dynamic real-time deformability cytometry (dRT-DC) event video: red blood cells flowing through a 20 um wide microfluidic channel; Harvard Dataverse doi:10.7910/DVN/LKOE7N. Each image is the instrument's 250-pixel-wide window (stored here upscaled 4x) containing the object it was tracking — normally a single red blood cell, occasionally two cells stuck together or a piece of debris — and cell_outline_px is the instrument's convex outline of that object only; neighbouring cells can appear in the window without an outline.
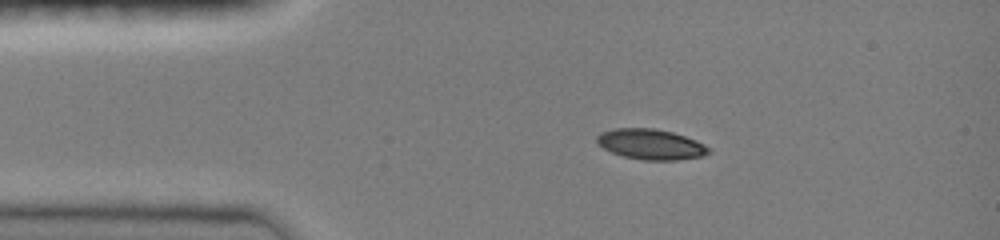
{"species": "common noctule bat (a hibernating species)", "species_latin": "Nyctalus noctula", "temperature_condition": "room temperature", "stored_images_in_passage": 39, "camera_frame_rate_fps": 3000, "um_per_image_px": 0.085, "animal": {"sex": "female", "body_mass_g": 19.0, "forearm_length_mm": 51.5}, "frame": {"image": 1, "passage_image": 1, "time_ms": 0.0, "image_size_px": [1000, 240], "cell_outline_px": [[712, 148], [708, 152], [700, 156], [676, 160], [644, 160], [624, 156], [612, 152], [596, 144], [596, 136], [600, 132], [616, 128], [652, 128], [672, 132], [696, 140]], "centroid_in_image_um": [55.28, 12.25], "position_along_channel_um": 29.7, "area_um2": 19.71}}
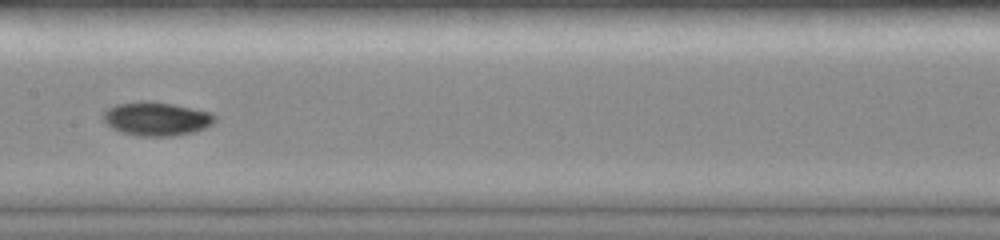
{"frame": {"image": 2, "passage_image": 16, "time_ms": 5.0, "image_size_px": [1000, 240], "cell_outline_px": [[216, 120], [212, 124], [204, 128], [192, 132], [172, 136], [136, 136], [120, 132], [112, 128], [104, 120], [104, 112], [112, 104], [140, 100], [148, 100], [172, 104], [212, 112], [216, 116]], "centroid_in_image_um": [13.28, 10.08], "position_along_channel_um": 194.1, "area_um2": 22.14}}
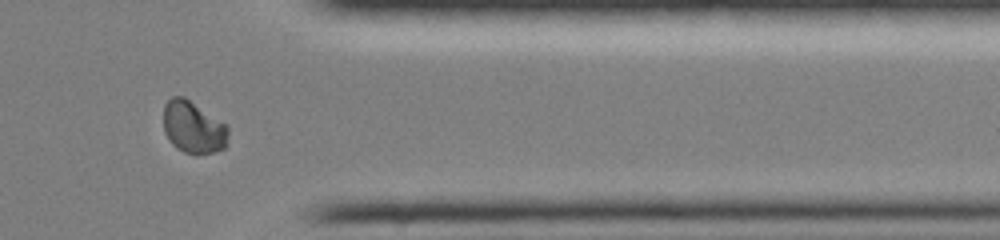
{"frame": {"image": 3, "passage_image": 31, "time_ms": 10.0, "image_size_px": [1000, 240], "cell_outline_px": [[228, 144], [224, 148], [212, 152], [196, 156], [184, 152], [176, 148], [172, 144], [164, 132], [164, 104], [172, 96], [184, 96], [228, 124]], "centroid_in_image_um": [16.45, 10.83], "position_along_channel_um": 395.0, "area_um2": 20.17}, "authors_computed_cell_mechanics": {"area_um2": 20.4612, "velocity_mm_per_s": 4.0686, "shape_relaxation_time_tau1_ms": 5.4932, "shape_relaxation_time_tau2_ms": null, "deformation_change_tau1": 0.1811, "deformation_change_tau2": null}}